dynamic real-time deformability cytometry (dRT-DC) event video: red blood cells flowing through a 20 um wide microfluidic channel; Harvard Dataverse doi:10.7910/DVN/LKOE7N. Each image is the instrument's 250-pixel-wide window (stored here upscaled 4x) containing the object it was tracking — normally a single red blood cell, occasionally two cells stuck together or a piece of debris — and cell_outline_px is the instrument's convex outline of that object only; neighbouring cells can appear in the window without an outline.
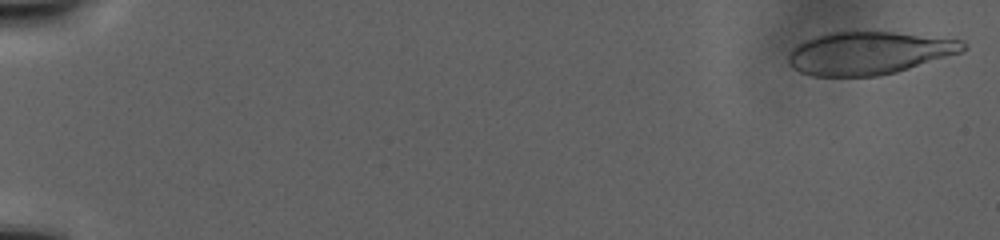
{"species": "human", "species_latin": "Homo sapiens", "temperature_condition": "warm", "stored_images_in_passage": 51, "camera_frame_rate_fps": 3000, "um_per_image_px": 0.085, "donor": {"sex": "male"}, "frame": {"image": 1, "passage_image": 1, "time_ms": 0.0, "image_size_px": [1000, 240], "cell_outline_px": [[968, 48], [964, 52], [896, 72], [876, 76], [812, 76], [800, 72], [792, 68], [788, 64], [788, 56], [792, 48], [804, 40], [828, 32], [856, 28], [868, 28], [964, 40], [968, 44]], "centroid_in_image_um": [73.88, 4.45], "position_along_channel_um": 11.1, "area_um2": 45.26}}
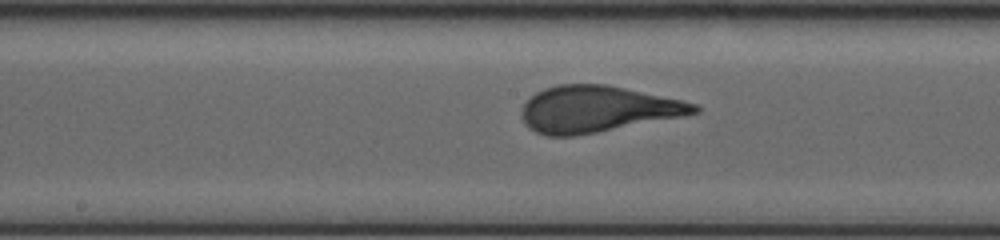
{"frame": {"image": 2, "passage_image": 30, "time_ms": 20.667, "image_size_px": [1000, 240], "cell_outline_px": [[700, 112], [684, 116], [576, 136], [548, 136], [536, 132], [528, 128], [524, 124], [520, 116], [520, 112], [524, 104], [536, 92], [544, 88], [560, 84], [604, 84], [684, 100], [696, 104], [700, 108]], "centroid_in_image_um": [50.75, 9.28], "position_along_channel_um": 197.4, "area_um2": 46.7}}
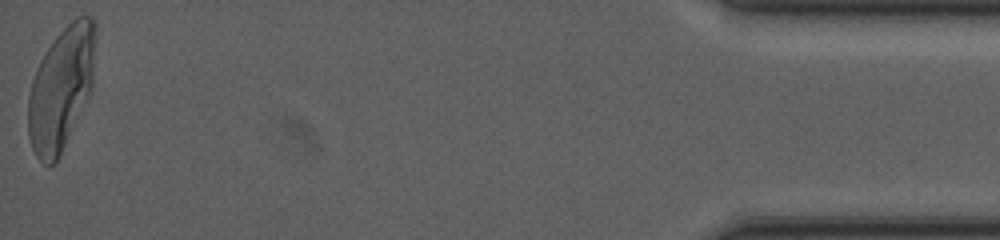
{"frame": {"image": 3, "passage_image": 51, "time_ms": 37.667, "image_size_px": [1000, 240], "cell_outline_px": [[96, 28], [92, 92], [56, 164], [48, 168], [36, 156], [32, 148], [28, 136], [28, 96], [32, 80], [40, 60], [56, 36], [76, 16], [92, 16], [96, 20]], "centroid_in_image_um": [5.22, 7.55], "position_along_channel_um": 430.0, "area_um2": 48.9}}